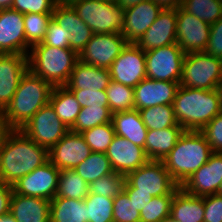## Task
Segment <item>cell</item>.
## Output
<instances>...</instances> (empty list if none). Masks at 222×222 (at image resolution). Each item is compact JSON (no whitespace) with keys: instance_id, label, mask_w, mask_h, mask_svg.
<instances>
[{"instance_id":"cell-1","label":"cell","mask_w":222,"mask_h":222,"mask_svg":"<svg viewBox=\"0 0 222 222\" xmlns=\"http://www.w3.org/2000/svg\"><path fill=\"white\" fill-rule=\"evenodd\" d=\"M48 160L47 148L20 129H6L0 144V182L12 186Z\"/></svg>"},{"instance_id":"cell-2","label":"cell","mask_w":222,"mask_h":222,"mask_svg":"<svg viewBox=\"0 0 222 222\" xmlns=\"http://www.w3.org/2000/svg\"><path fill=\"white\" fill-rule=\"evenodd\" d=\"M53 87L29 69L22 76L10 103L1 112L6 129H21L49 103Z\"/></svg>"},{"instance_id":"cell-3","label":"cell","mask_w":222,"mask_h":222,"mask_svg":"<svg viewBox=\"0 0 222 222\" xmlns=\"http://www.w3.org/2000/svg\"><path fill=\"white\" fill-rule=\"evenodd\" d=\"M213 153L201 131L184 130L174 148L162 160L171 178L182 186Z\"/></svg>"},{"instance_id":"cell-4","label":"cell","mask_w":222,"mask_h":222,"mask_svg":"<svg viewBox=\"0 0 222 222\" xmlns=\"http://www.w3.org/2000/svg\"><path fill=\"white\" fill-rule=\"evenodd\" d=\"M177 123L184 130L201 131L222 108L216 89L205 90L179 86L174 102Z\"/></svg>"},{"instance_id":"cell-5","label":"cell","mask_w":222,"mask_h":222,"mask_svg":"<svg viewBox=\"0 0 222 222\" xmlns=\"http://www.w3.org/2000/svg\"><path fill=\"white\" fill-rule=\"evenodd\" d=\"M78 61L79 54L74 50L43 42L31 46L28 53V69L52 87L66 86Z\"/></svg>"},{"instance_id":"cell-6","label":"cell","mask_w":222,"mask_h":222,"mask_svg":"<svg viewBox=\"0 0 222 222\" xmlns=\"http://www.w3.org/2000/svg\"><path fill=\"white\" fill-rule=\"evenodd\" d=\"M71 6L94 34L122 33L124 9L116 2L78 0Z\"/></svg>"},{"instance_id":"cell-7","label":"cell","mask_w":222,"mask_h":222,"mask_svg":"<svg viewBox=\"0 0 222 222\" xmlns=\"http://www.w3.org/2000/svg\"><path fill=\"white\" fill-rule=\"evenodd\" d=\"M222 80V59L204 52L185 54L180 85L205 90L216 89Z\"/></svg>"},{"instance_id":"cell-8","label":"cell","mask_w":222,"mask_h":222,"mask_svg":"<svg viewBox=\"0 0 222 222\" xmlns=\"http://www.w3.org/2000/svg\"><path fill=\"white\" fill-rule=\"evenodd\" d=\"M125 180L135 188V193L151 194L153 197L174 195L181 188L171 178L163 162L157 160H149L130 172Z\"/></svg>"},{"instance_id":"cell-9","label":"cell","mask_w":222,"mask_h":222,"mask_svg":"<svg viewBox=\"0 0 222 222\" xmlns=\"http://www.w3.org/2000/svg\"><path fill=\"white\" fill-rule=\"evenodd\" d=\"M185 53L177 44L145 51L147 78L180 82Z\"/></svg>"},{"instance_id":"cell-10","label":"cell","mask_w":222,"mask_h":222,"mask_svg":"<svg viewBox=\"0 0 222 222\" xmlns=\"http://www.w3.org/2000/svg\"><path fill=\"white\" fill-rule=\"evenodd\" d=\"M20 130L31 140L48 150L70 131L58 118L50 103L41 107Z\"/></svg>"},{"instance_id":"cell-11","label":"cell","mask_w":222,"mask_h":222,"mask_svg":"<svg viewBox=\"0 0 222 222\" xmlns=\"http://www.w3.org/2000/svg\"><path fill=\"white\" fill-rule=\"evenodd\" d=\"M111 80L134 88L147 77L145 52L134 43H127L109 68Z\"/></svg>"},{"instance_id":"cell-12","label":"cell","mask_w":222,"mask_h":222,"mask_svg":"<svg viewBox=\"0 0 222 222\" xmlns=\"http://www.w3.org/2000/svg\"><path fill=\"white\" fill-rule=\"evenodd\" d=\"M59 175L60 170L48 160L12 185L13 191L51 201L58 190Z\"/></svg>"},{"instance_id":"cell-13","label":"cell","mask_w":222,"mask_h":222,"mask_svg":"<svg viewBox=\"0 0 222 222\" xmlns=\"http://www.w3.org/2000/svg\"><path fill=\"white\" fill-rule=\"evenodd\" d=\"M126 44L121 33L94 34L79 54V60L88 65L109 69Z\"/></svg>"},{"instance_id":"cell-14","label":"cell","mask_w":222,"mask_h":222,"mask_svg":"<svg viewBox=\"0 0 222 222\" xmlns=\"http://www.w3.org/2000/svg\"><path fill=\"white\" fill-rule=\"evenodd\" d=\"M211 25L177 8L176 41L185 54L204 52L207 48Z\"/></svg>"},{"instance_id":"cell-15","label":"cell","mask_w":222,"mask_h":222,"mask_svg":"<svg viewBox=\"0 0 222 222\" xmlns=\"http://www.w3.org/2000/svg\"><path fill=\"white\" fill-rule=\"evenodd\" d=\"M30 48L25 37L24 14L11 8L0 9V54L28 55Z\"/></svg>"},{"instance_id":"cell-16","label":"cell","mask_w":222,"mask_h":222,"mask_svg":"<svg viewBox=\"0 0 222 222\" xmlns=\"http://www.w3.org/2000/svg\"><path fill=\"white\" fill-rule=\"evenodd\" d=\"M80 133L69 131L48 150L49 161L59 170L74 169L91 154Z\"/></svg>"},{"instance_id":"cell-17","label":"cell","mask_w":222,"mask_h":222,"mask_svg":"<svg viewBox=\"0 0 222 222\" xmlns=\"http://www.w3.org/2000/svg\"><path fill=\"white\" fill-rule=\"evenodd\" d=\"M106 155L113 172L125 177L149 161L144 148L119 135H115Z\"/></svg>"},{"instance_id":"cell-18","label":"cell","mask_w":222,"mask_h":222,"mask_svg":"<svg viewBox=\"0 0 222 222\" xmlns=\"http://www.w3.org/2000/svg\"><path fill=\"white\" fill-rule=\"evenodd\" d=\"M221 181L222 153L213 152L207 163L195 171L181 188L190 195L203 197L217 194Z\"/></svg>"},{"instance_id":"cell-19","label":"cell","mask_w":222,"mask_h":222,"mask_svg":"<svg viewBox=\"0 0 222 222\" xmlns=\"http://www.w3.org/2000/svg\"><path fill=\"white\" fill-rule=\"evenodd\" d=\"M162 7L154 0H146L124 9L122 36L127 43L136 44L157 19Z\"/></svg>"},{"instance_id":"cell-20","label":"cell","mask_w":222,"mask_h":222,"mask_svg":"<svg viewBox=\"0 0 222 222\" xmlns=\"http://www.w3.org/2000/svg\"><path fill=\"white\" fill-rule=\"evenodd\" d=\"M180 82L144 78L134 87V109L173 105Z\"/></svg>"},{"instance_id":"cell-21","label":"cell","mask_w":222,"mask_h":222,"mask_svg":"<svg viewBox=\"0 0 222 222\" xmlns=\"http://www.w3.org/2000/svg\"><path fill=\"white\" fill-rule=\"evenodd\" d=\"M27 70L28 55L0 54V112L10 103Z\"/></svg>"},{"instance_id":"cell-22","label":"cell","mask_w":222,"mask_h":222,"mask_svg":"<svg viewBox=\"0 0 222 222\" xmlns=\"http://www.w3.org/2000/svg\"><path fill=\"white\" fill-rule=\"evenodd\" d=\"M176 31L177 9H162L136 45L145 52L177 43Z\"/></svg>"},{"instance_id":"cell-23","label":"cell","mask_w":222,"mask_h":222,"mask_svg":"<svg viewBox=\"0 0 222 222\" xmlns=\"http://www.w3.org/2000/svg\"><path fill=\"white\" fill-rule=\"evenodd\" d=\"M52 18L61 28L71 34L69 37L70 49L80 54L94 35L93 31L79 18L71 5L56 4Z\"/></svg>"},{"instance_id":"cell-24","label":"cell","mask_w":222,"mask_h":222,"mask_svg":"<svg viewBox=\"0 0 222 222\" xmlns=\"http://www.w3.org/2000/svg\"><path fill=\"white\" fill-rule=\"evenodd\" d=\"M10 214L17 222H50V201L40 197L20 195L13 191Z\"/></svg>"},{"instance_id":"cell-25","label":"cell","mask_w":222,"mask_h":222,"mask_svg":"<svg viewBox=\"0 0 222 222\" xmlns=\"http://www.w3.org/2000/svg\"><path fill=\"white\" fill-rule=\"evenodd\" d=\"M111 81L109 69L88 65L80 60L76 63L66 85L70 90H105Z\"/></svg>"},{"instance_id":"cell-26","label":"cell","mask_w":222,"mask_h":222,"mask_svg":"<svg viewBox=\"0 0 222 222\" xmlns=\"http://www.w3.org/2000/svg\"><path fill=\"white\" fill-rule=\"evenodd\" d=\"M112 124L116 135L126 138L137 146L145 147L148 129L142 121L139 110L113 113Z\"/></svg>"},{"instance_id":"cell-27","label":"cell","mask_w":222,"mask_h":222,"mask_svg":"<svg viewBox=\"0 0 222 222\" xmlns=\"http://www.w3.org/2000/svg\"><path fill=\"white\" fill-rule=\"evenodd\" d=\"M183 132V127L148 130L144 150L149 160L162 161L174 148Z\"/></svg>"},{"instance_id":"cell-28","label":"cell","mask_w":222,"mask_h":222,"mask_svg":"<svg viewBox=\"0 0 222 222\" xmlns=\"http://www.w3.org/2000/svg\"><path fill=\"white\" fill-rule=\"evenodd\" d=\"M203 197L193 196L180 188L173 197L170 216L179 222H204Z\"/></svg>"},{"instance_id":"cell-29","label":"cell","mask_w":222,"mask_h":222,"mask_svg":"<svg viewBox=\"0 0 222 222\" xmlns=\"http://www.w3.org/2000/svg\"><path fill=\"white\" fill-rule=\"evenodd\" d=\"M49 103L54 108L58 118L70 129L81 110L79 102L72 91L66 86L53 87Z\"/></svg>"},{"instance_id":"cell-30","label":"cell","mask_w":222,"mask_h":222,"mask_svg":"<svg viewBox=\"0 0 222 222\" xmlns=\"http://www.w3.org/2000/svg\"><path fill=\"white\" fill-rule=\"evenodd\" d=\"M50 222H87L84 199L54 197L50 201Z\"/></svg>"},{"instance_id":"cell-31","label":"cell","mask_w":222,"mask_h":222,"mask_svg":"<svg viewBox=\"0 0 222 222\" xmlns=\"http://www.w3.org/2000/svg\"><path fill=\"white\" fill-rule=\"evenodd\" d=\"M84 181L90 185L102 176L113 173L106 153L91 152L87 159L73 169Z\"/></svg>"},{"instance_id":"cell-32","label":"cell","mask_w":222,"mask_h":222,"mask_svg":"<svg viewBox=\"0 0 222 222\" xmlns=\"http://www.w3.org/2000/svg\"><path fill=\"white\" fill-rule=\"evenodd\" d=\"M148 130H161L168 127H182L177 123L173 105H156L139 110Z\"/></svg>"},{"instance_id":"cell-33","label":"cell","mask_w":222,"mask_h":222,"mask_svg":"<svg viewBox=\"0 0 222 222\" xmlns=\"http://www.w3.org/2000/svg\"><path fill=\"white\" fill-rule=\"evenodd\" d=\"M89 195V185L73 169L60 170L55 197L82 200Z\"/></svg>"},{"instance_id":"cell-34","label":"cell","mask_w":222,"mask_h":222,"mask_svg":"<svg viewBox=\"0 0 222 222\" xmlns=\"http://www.w3.org/2000/svg\"><path fill=\"white\" fill-rule=\"evenodd\" d=\"M112 112L109 107L81 108L71 131L81 133L99 125L112 122Z\"/></svg>"},{"instance_id":"cell-35","label":"cell","mask_w":222,"mask_h":222,"mask_svg":"<svg viewBox=\"0 0 222 222\" xmlns=\"http://www.w3.org/2000/svg\"><path fill=\"white\" fill-rule=\"evenodd\" d=\"M181 7L209 25L222 17V0H183Z\"/></svg>"},{"instance_id":"cell-36","label":"cell","mask_w":222,"mask_h":222,"mask_svg":"<svg viewBox=\"0 0 222 222\" xmlns=\"http://www.w3.org/2000/svg\"><path fill=\"white\" fill-rule=\"evenodd\" d=\"M105 91L112 113L134 109V88L111 80Z\"/></svg>"},{"instance_id":"cell-37","label":"cell","mask_w":222,"mask_h":222,"mask_svg":"<svg viewBox=\"0 0 222 222\" xmlns=\"http://www.w3.org/2000/svg\"><path fill=\"white\" fill-rule=\"evenodd\" d=\"M84 202L87 207V222H114L113 198L89 194Z\"/></svg>"},{"instance_id":"cell-38","label":"cell","mask_w":222,"mask_h":222,"mask_svg":"<svg viewBox=\"0 0 222 222\" xmlns=\"http://www.w3.org/2000/svg\"><path fill=\"white\" fill-rule=\"evenodd\" d=\"M92 152L106 153L116 133L112 122L96 126L80 133Z\"/></svg>"},{"instance_id":"cell-39","label":"cell","mask_w":222,"mask_h":222,"mask_svg":"<svg viewBox=\"0 0 222 222\" xmlns=\"http://www.w3.org/2000/svg\"><path fill=\"white\" fill-rule=\"evenodd\" d=\"M52 14H24L26 42L33 46L44 40Z\"/></svg>"},{"instance_id":"cell-40","label":"cell","mask_w":222,"mask_h":222,"mask_svg":"<svg viewBox=\"0 0 222 222\" xmlns=\"http://www.w3.org/2000/svg\"><path fill=\"white\" fill-rule=\"evenodd\" d=\"M174 195L152 197L140 212V222H159L170 215Z\"/></svg>"},{"instance_id":"cell-41","label":"cell","mask_w":222,"mask_h":222,"mask_svg":"<svg viewBox=\"0 0 222 222\" xmlns=\"http://www.w3.org/2000/svg\"><path fill=\"white\" fill-rule=\"evenodd\" d=\"M124 182L125 176L113 172L93 181L89 185V194L114 198L123 190Z\"/></svg>"},{"instance_id":"cell-42","label":"cell","mask_w":222,"mask_h":222,"mask_svg":"<svg viewBox=\"0 0 222 222\" xmlns=\"http://www.w3.org/2000/svg\"><path fill=\"white\" fill-rule=\"evenodd\" d=\"M114 222H140V212L128 195L122 190L113 198Z\"/></svg>"},{"instance_id":"cell-43","label":"cell","mask_w":222,"mask_h":222,"mask_svg":"<svg viewBox=\"0 0 222 222\" xmlns=\"http://www.w3.org/2000/svg\"><path fill=\"white\" fill-rule=\"evenodd\" d=\"M55 6V0H12L10 8L22 14H52Z\"/></svg>"},{"instance_id":"cell-44","label":"cell","mask_w":222,"mask_h":222,"mask_svg":"<svg viewBox=\"0 0 222 222\" xmlns=\"http://www.w3.org/2000/svg\"><path fill=\"white\" fill-rule=\"evenodd\" d=\"M81 108L83 107H109L105 90H71Z\"/></svg>"},{"instance_id":"cell-45","label":"cell","mask_w":222,"mask_h":222,"mask_svg":"<svg viewBox=\"0 0 222 222\" xmlns=\"http://www.w3.org/2000/svg\"><path fill=\"white\" fill-rule=\"evenodd\" d=\"M201 133L213 152L222 153V111L201 130Z\"/></svg>"},{"instance_id":"cell-46","label":"cell","mask_w":222,"mask_h":222,"mask_svg":"<svg viewBox=\"0 0 222 222\" xmlns=\"http://www.w3.org/2000/svg\"><path fill=\"white\" fill-rule=\"evenodd\" d=\"M70 35L71 34L69 32H67L64 28H61V26L52 18L42 42L48 46L70 49Z\"/></svg>"},{"instance_id":"cell-47","label":"cell","mask_w":222,"mask_h":222,"mask_svg":"<svg viewBox=\"0 0 222 222\" xmlns=\"http://www.w3.org/2000/svg\"><path fill=\"white\" fill-rule=\"evenodd\" d=\"M204 222H222V196L218 194L203 196Z\"/></svg>"},{"instance_id":"cell-48","label":"cell","mask_w":222,"mask_h":222,"mask_svg":"<svg viewBox=\"0 0 222 222\" xmlns=\"http://www.w3.org/2000/svg\"><path fill=\"white\" fill-rule=\"evenodd\" d=\"M206 53L222 59V17L211 25Z\"/></svg>"},{"instance_id":"cell-49","label":"cell","mask_w":222,"mask_h":222,"mask_svg":"<svg viewBox=\"0 0 222 222\" xmlns=\"http://www.w3.org/2000/svg\"><path fill=\"white\" fill-rule=\"evenodd\" d=\"M123 191L128 195L130 200L136 207V210L141 212L147 203L152 199L151 194L135 193V188H133L126 180L123 185Z\"/></svg>"},{"instance_id":"cell-50","label":"cell","mask_w":222,"mask_h":222,"mask_svg":"<svg viewBox=\"0 0 222 222\" xmlns=\"http://www.w3.org/2000/svg\"><path fill=\"white\" fill-rule=\"evenodd\" d=\"M12 194L13 187L0 182V217L10 213V200Z\"/></svg>"},{"instance_id":"cell-51","label":"cell","mask_w":222,"mask_h":222,"mask_svg":"<svg viewBox=\"0 0 222 222\" xmlns=\"http://www.w3.org/2000/svg\"><path fill=\"white\" fill-rule=\"evenodd\" d=\"M163 9H177L182 5L183 0H154Z\"/></svg>"},{"instance_id":"cell-52","label":"cell","mask_w":222,"mask_h":222,"mask_svg":"<svg viewBox=\"0 0 222 222\" xmlns=\"http://www.w3.org/2000/svg\"><path fill=\"white\" fill-rule=\"evenodd\" d=\"M144 1L146 0H116V3L120 5L123 9H126Z\"/></svg>"},{"instance_id":"cell-53","label":"cell","mask_w":222,"mask_h":222,"mask_svg":"<svg viewBox=\"0 0 222 222\" xmlns=\"http://www.w3.org/2000/svg\"><path fill=\"white\" fill-rule=\"evenodd\" d=\"M216 91L218 94L220 106L222 108V80L217 84Z\"/></svg>"},{"instance_id":"cell-54","label":"cell","mask_w":222,"mask_h":222,"mask_svg":"<svg viewBox=\"0 0 222 222\" xmlns=\"http://www.w3.org/2000/svg\"><path fill=\"white\" fill-rule=\"evenodd\" d=\"M0 222H17V221L10 213H8L0 217Z\"/></svg>"},{"instance_id":"cell-55","label":"cell","mask_w":222,"mask_h":222,"mask_svg":"<svg viewBox=\"0 0 222 222\" xmlns=\"http://www.w3.org/2000/svg\"><path fill=\"white\" fill-rule=\"evenodd\" d=\"M5 131H6V128L4 126L3 118H2V115H1V112H0V144H1L2 137H3V134H4Z\"/></svg>"},{"instance_id":"cell-56","label":"cell","mask_w":222,"mask_h":222,"mask_svg":"<svg viewBox=\"0 0 222 222\" xmlns=\"http://www.w3.org/2000/svg\"><path fill=\"white\" fill-rule=\"evenodd\" d=\"M58 5H71L78 0H55Z\"/></svg>"},{"instance_id":"cell-57","label":"cell","mask_w":222,"mask_h":222,"mask_svg":"<svg viewBox=\"0 0 222 222\" xmlns=\"http://www.w3.org/2000/svg\"><path fill=\"white\" fill-rule=\"evenodd\" d=\"M12 0H0V9L10 8Z\"/></svg>"},{"instance_id":"cell-58","label":"cell","mask_w":222,"mask_h":222,"mask_svg":"<svg viewBox=\"0 0 222 222\" xmlns=\"http://www.w3.org/2000/svg\"><path fill=\"white\" fill-rule=\"evenodd\" d=\"M159 222H179L178 220L174 219L172 216H167L165 218H163L161 221Z\"/></svg>"},{"instance_id":"cell-59","label":"cell","mask_w":222,"mask_h":222,"mask_svg":"<svg viewBox=\"0 0 222 222\" xmlns=\"http://www.w3.org/2000/svg\"><path fill=\"white\" fill-rule=\"evenodd\" d=\"M217 194L222 196V181L220 182V185L218 187V191H217Z\"/></svg>"},{"instance_id":"cell-60","label":"cell","mask_w":222,"mask_h":222,"mask_svg":"<svg viewBox=\"0 0 222 222\" xmlns=\"http://www.w3.org/2000/svg\"><path fill=\"white\" fill-rule=\"evenodd\" d=\"M105 1H111V2H116V0H105Z\"/></svg>"}]
</instances>
